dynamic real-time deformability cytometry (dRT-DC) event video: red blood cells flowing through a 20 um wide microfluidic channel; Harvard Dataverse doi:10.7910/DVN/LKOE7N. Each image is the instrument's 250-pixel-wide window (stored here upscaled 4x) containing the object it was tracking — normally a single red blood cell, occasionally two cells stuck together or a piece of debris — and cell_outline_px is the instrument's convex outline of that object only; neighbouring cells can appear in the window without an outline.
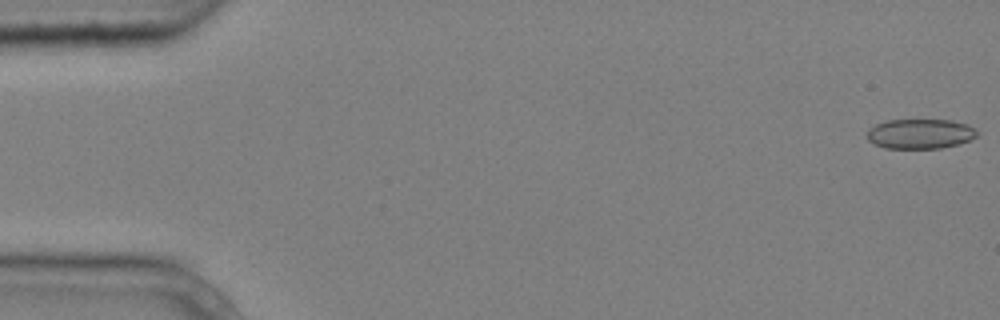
{"species": "common noctule bat (a hibernating species)", "species_latin": "Nyctalus noctula", "temperature_condition": "cold", "stored_images_in_passage": 6, "segment_of_instrument_passage": [1, 2], "camera_frame_rate_fps": 3000, "um_per_image_px": 0.085, "animal": {"sex": "male", "body_mass_g": 20.4}, "frame": {"image": 1, "passage_image": 1, "time_ms": 0.0, "image_size_px": [1000, 320], "cell_outline_px": [[980, 132], [976, 136], [968, 140], [956, 144], [940, 148], [884, 148], [868, 140], [868, 128], [876, 124], [888, 120], [952, 120], [968, 124]], "centroid_in_image_um": [78.22, 11.36], "position_along_channel_um": 6.8, "area_um2": 19.02}}